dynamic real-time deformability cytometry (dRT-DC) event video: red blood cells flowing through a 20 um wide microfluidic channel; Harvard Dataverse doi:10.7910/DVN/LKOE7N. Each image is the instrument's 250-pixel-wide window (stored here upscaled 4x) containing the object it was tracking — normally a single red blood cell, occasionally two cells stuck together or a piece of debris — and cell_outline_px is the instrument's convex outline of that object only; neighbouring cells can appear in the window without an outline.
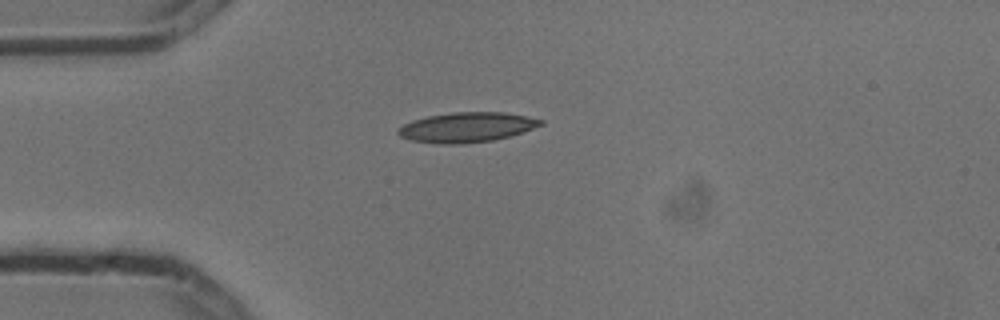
{"species": "common noctule bat (a hibernating species)", "species_latin": "Nyctalus noctula", "temperature_condition": "cold", "stored_images_in_passage": 4, "camera_frame_rate_fps": 3000, "um_per_image_px": 0.085, "animal": {"sex": "male", "body_mass_g": 13.3}, "frame": {"image": 1, "passage_image": 4, "time_ms": 1.0, "image_size_px": [1000, 320], "cell_outline_px": [[544, 124], [508, 136], [492, 140], [460, 144], [440, 144], [412, 140], [400, 136], [396, 132], [404, 124], [412, 120], [428, 116], [452, 112], [504, 112], [528, 116], [544, 120]], "centroid_in_image_um": [39.67, 10.81], "position_along_channel_um": 45.3, "area_um2": 24.62}}